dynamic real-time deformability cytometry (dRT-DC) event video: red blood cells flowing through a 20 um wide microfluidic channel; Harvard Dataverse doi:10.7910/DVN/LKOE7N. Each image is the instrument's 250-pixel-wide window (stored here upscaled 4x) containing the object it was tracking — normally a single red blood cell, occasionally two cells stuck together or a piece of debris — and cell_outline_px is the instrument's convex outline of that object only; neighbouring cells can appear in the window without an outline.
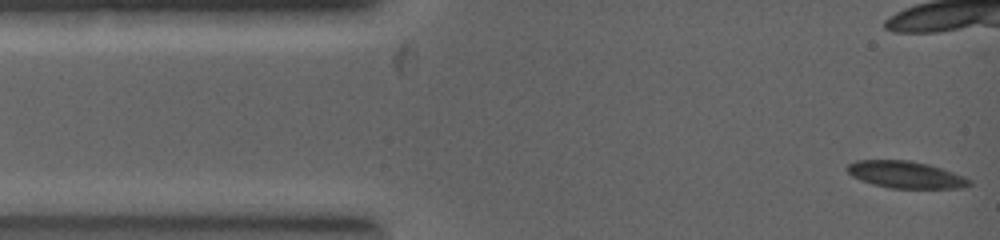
{"species": "common noctule bat (a hibernating species)", "species_latin": "Nyctalus noctula", "temperature_condition": "warm", "stored_images_in_passage": 48, "camera_frame_rate_fps": 5000, "um_per_image_px": 0.085, "animal": {"sex": "female", "body_mass_g": 19.0, "forearm_length_mm": 53.3}, "frame": {"image": 1, "passage_image": 1, "time_ms": 0.0, "image_size_px": [1000, 240], "cell_outline_px": [[972, 184], [960, 188], [888, 188], [872, 184], [860, 180], [852, 176], [844, 168], [848, 164], [856, 160], [908, 160], [928, 164], [964, 176], [972, 180]], "centroid_in_image_um": [76.95, 14.85], "position_along_channel_um": 8.1, "area_um2": 19.25}}